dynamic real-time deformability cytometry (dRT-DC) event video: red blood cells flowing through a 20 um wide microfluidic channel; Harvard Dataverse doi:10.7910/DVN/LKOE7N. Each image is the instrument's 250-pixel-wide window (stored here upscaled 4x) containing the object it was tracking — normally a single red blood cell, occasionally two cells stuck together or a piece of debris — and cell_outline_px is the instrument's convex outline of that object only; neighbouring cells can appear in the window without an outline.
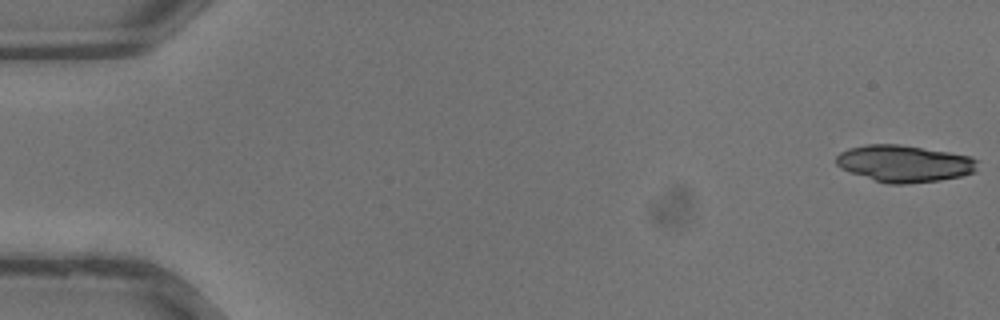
{"species": "common noctule bat (a hibernating species)", "species_latin": "Nyctalus noctula", "temperature_condition": "warm", "stored_images_in_passage": 21, "camera_frame_rate_fps": 3000, "um_per_image_px": 0.085, "animal": {"sex": "male", "body_mass_g": 13.3}, "frame": {"image": 1, "passage_image": 1, "time_ms": 0.0, "image_size_px": [1000, 320], "cell_outline_px": [[976, 172], [960, 176], [940, 180], [908, 184], [888, 184], [840, 168], [836, 164], [836, 156], [840, 152], [848, 148], [868, 144], [900, 144], [948, 152], [968, 156], [976, 160]], "centroid_in_image_um": [76.85, 13.9], "position_along_channel_um": 8.2, "area_um2": 30.11}}
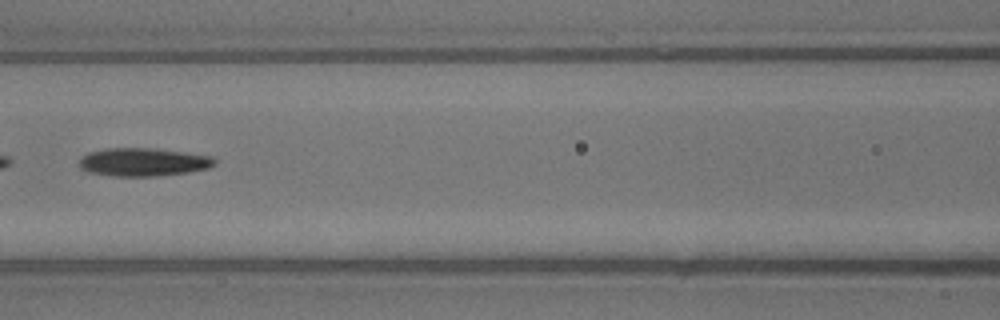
{"frame": {"image": 2, "passage_image": 17, "time_ms": 5.333, "image_size_px": [1000, 320], "cell_outline_px": [[216, 164], [208, 168], [188, 172], [156, 176], [112, 176], [88, 172], [80, 168], [80, 156], [88, 152], [104, 148], [156, 148], [216, 156]], "centroid_in_image_um": [12.19, 13.76], "position_along_channel_um": 154.4, "area_um2": 22.6}}
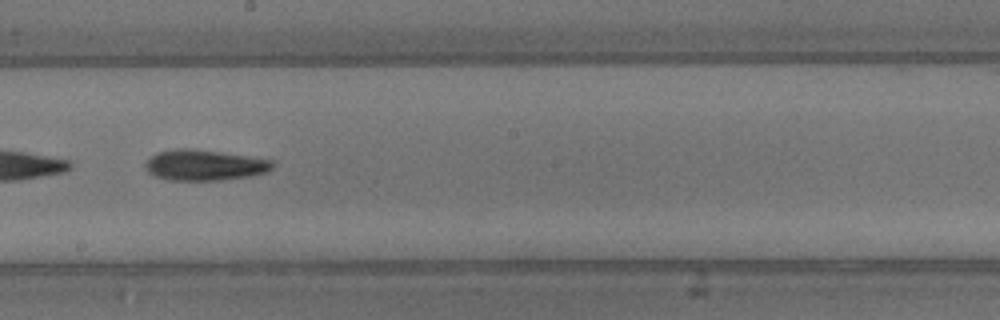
{"frame": {"image": 3, "passage_image": 21, "time_ms": 6.667, "image_size_px": [1000, 320], "cell_outline_px": [[276, 164], [268, 172], [252, 176], [220, 180], [168, 180], [156, 176], [148, 172], [144, 168], [144, 164], [156, 152], [176, 148], [192, 148], [248, 156], [272, 160]], "centroid_in_image_um": [17.39, 14.03], "position_along_channel_um": 230.8, "area_um2": 22.95}}